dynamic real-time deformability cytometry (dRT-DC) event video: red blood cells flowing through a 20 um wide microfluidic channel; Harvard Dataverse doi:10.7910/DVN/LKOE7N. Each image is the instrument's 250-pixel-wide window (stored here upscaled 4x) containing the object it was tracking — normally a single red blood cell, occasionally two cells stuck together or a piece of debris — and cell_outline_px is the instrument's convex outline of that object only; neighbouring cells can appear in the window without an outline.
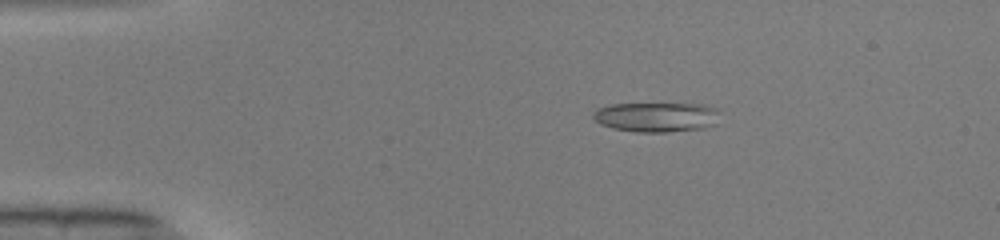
{"species": "common noctule bat (a hibernating species)", "species_latin": "Nyctalus noctula", "temperature_condition": "warm", "stored_images_in_passage": 49, "camera_frame_rate_fps": 3000, "um_per_image_px": 0.085, "animal": {"sex": "male", "body_mass_g": 19.0, "forearm_length_mm": 50.8}, "frame": {"image": 1, "passage_image": 9, "time_ms": 2.667, "image_size_px": [1000, 240], "cell_outline_px": [[720, 112], [716, 124], [704, 128], [668, 132], [636, 132], [612, 128], [600, 124], [592, 116], [592, 112], [596, 108], [612, 104], [704, 104], [716, 108]], "centroid_in_image_um": [55.8, 9.95], "position_along_channel_um": 29.2, "area_um2": 22.14}}
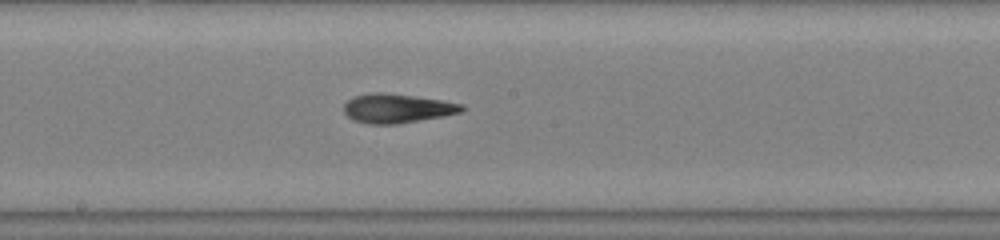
{"frame": {"image": 2, "passage_image": 27, "time_ms": 8.667, "image_size_px": [1000, 240], "cell_outline_px": [[464, 108], [460, 112], [444, 116], [396, 124], [368, 124], [356, 120], [348, 116], [344, 112], [344, 104], [348, 100], [356, 96], [372, 92], [380, 92], [412, 96], [440, 100], [464, 104]], "centroid_in_image_um": [33.75, 9.21], "position_along_channel_um": 214.5, "area_um2": 19.71}}
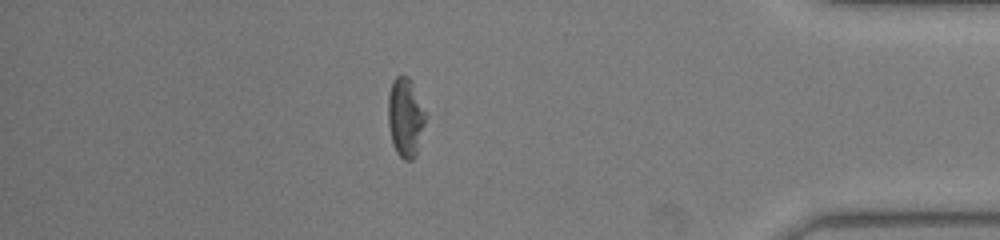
{"frame": {"image": 3, "passage_image": 43, "time_ms": 14.0, "image_size_px": [1000, 240], "cell_outline_px": [[424, 124], [416, 156], [412, 160], [404, 160], [396, 152], [392, 144], [388, 124], [388, 96], [392, 80], [396, 76], [408, 76], [412, 84], [424, 112]], "centroid_in_image_um": [34.41, 10.01], "position_along_channel_um": 400.8, "area_um2": 16.88}, "authors_computed_cell_mechanics": {"area_um2": 19.7098, "velocity_mm_per_s": 4.1084, "shape_relaxation_time_tau1_ms": 7.9732, "shape_relaxation_time_tau2_ms": 3.1724, "deformation_change_tau1": 0.2565, "deformation_change_tau2": 0.1227}}